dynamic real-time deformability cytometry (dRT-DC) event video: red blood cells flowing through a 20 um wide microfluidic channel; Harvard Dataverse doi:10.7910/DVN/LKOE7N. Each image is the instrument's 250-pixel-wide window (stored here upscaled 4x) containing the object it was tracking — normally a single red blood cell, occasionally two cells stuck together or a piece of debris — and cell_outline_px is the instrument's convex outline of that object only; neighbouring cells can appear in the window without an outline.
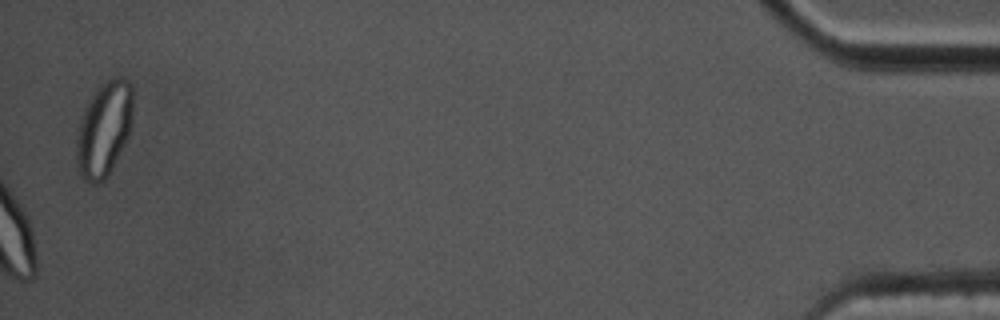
{"species": "common noctule bat (a hibernating species)", "species_latin": "Nyctalus noctula", "temperature_condition": "cold", "stored_images_in_passage": 55, "camera_frame_rate_fps": 3000, "um_per_image_px": 0.085, "animal": {"sex": "male", "body_mass_g": 17.5, "forearm_length_mm": 52.3}, "frame": {"image": 1, "passage_image": 55, "time_ms": 18.0, "image_size_px": [1000, 320], "cell_outline_px": [[132, 120], [128, 136], [108, 176], [104, 180], [96, 184], [92, 184], [84, 180], [80, 172], [76, 160], [76, 140], [80, 124], [84, 112], [96, 88], [112, 76], [120, 76], [128, 80], [132, 84]], "centroid_in_image_um": [8.86, 10.96], "position_along_channel_um": 426.3, "area_um2": 30.98}, "authors_computed_cell_mechanics": {"area_um2": 22.6576, "velocity_mm_per_s": 3.5008, "shape_relaxation_time_tau1_ms": 5.4351, "shape_relaxation_time_tau2_ms": 3.5437, "deformation_change_tau1": 0.1209, "deformation_change_tau2": 0.0848}}